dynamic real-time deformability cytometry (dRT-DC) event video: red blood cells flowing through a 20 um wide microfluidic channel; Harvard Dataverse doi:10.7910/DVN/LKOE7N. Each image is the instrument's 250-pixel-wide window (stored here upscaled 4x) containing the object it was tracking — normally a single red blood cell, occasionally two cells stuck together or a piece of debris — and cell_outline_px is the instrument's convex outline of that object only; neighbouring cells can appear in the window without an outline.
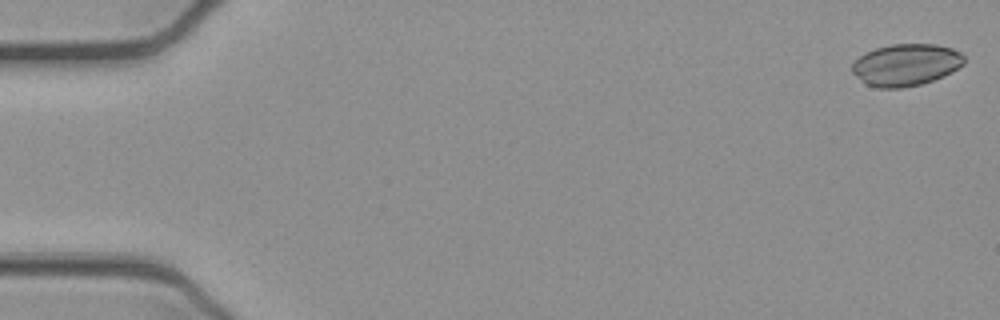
{"species": "common noctule bat (a hibernating species)", "species_latin": "Nyctalus noctula", "temperature_condition": "cold", "stored_images_in_passage": 52, "camera_frame_rate_fps": 3000, "um_per_image_px": 0.085, "animal": {"sex": "female", "body_mass_g": 21.9}, "frame": {"image": 1, "passage_image": 1, "time_ms": 0.0, "image_size_px": [1000, 320], "cell_outline_px": [[964, 64], [944, 76], [920, 84], [900, 88], [876, 88], [868, 84], [856, 76], [852, 72], [852, 64], [864, 52], [876, 48], [892, 44], [936, 44], [952, 48], [960, 52], [964, 56]], "centroid_in_image_um": [77.01, 5.5], "position_along_channel_um": 8.0, "area_um2": 27.28}}
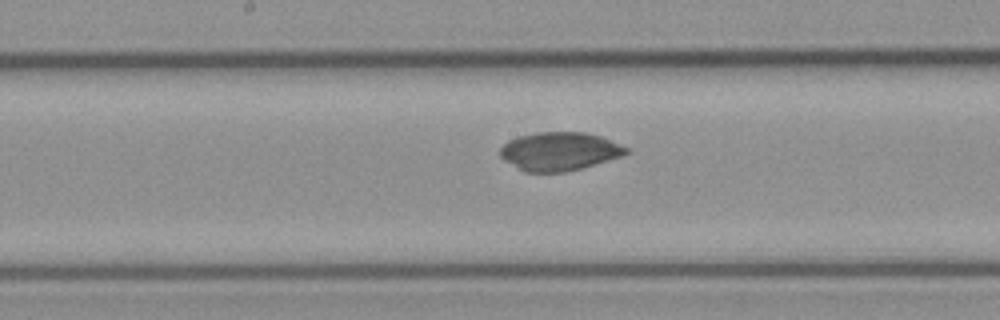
{"frame": {"image": 2, "passage_image": 27, "time_ms": 8.667, "image_size_px": [1000, 320], "cell_outline_px": [[632, 148], [624, 156], [580, 168], [564, 172], [524, 172], [504, 160], [500, 156], [500, 148], [508, 140], [520, 136], [536, 132], [584, 132], [600, 136]], "centroid_in_image_um": [47.58, 12.86], "position_along_channel_um": 200.6, "area_um2": 28.32}}
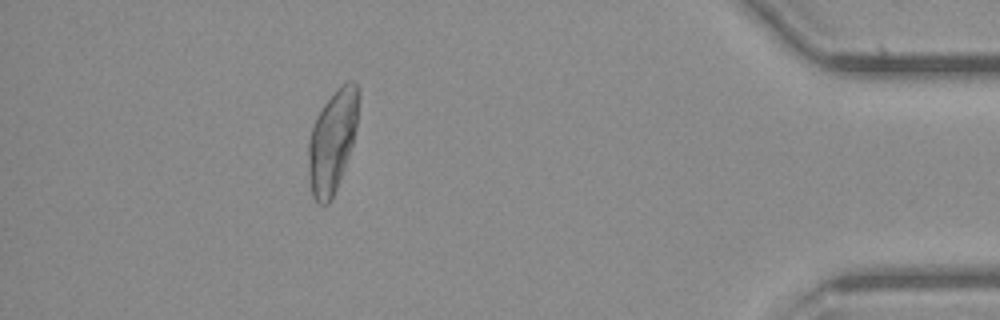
{"frame": {"image": 3, "passage_image": 47, "time_ms": 15.333, "image_size_px": [1000, 320], "cell_outline_px": [[360, 96], [356, 124], [352, 144], [344, 168], [332, 200], [328, 204], [320, 204], [312, 196], [308, 172], [308, 140], [316, 116], [324, 104], [348, 80], [356, 80], [360, 92]], "centroid_in_image_um": [28.25, 12.0], "position_along_channel_um": 407.0, "area_um2": 29.71}, "authors_computed_cell_mechanics": {"area_um2": 29.0445, "velocity_mm_per_s": 3.9, "shape_relaxation_time_tau1_ms": 8.8904, "shape_relaxation_time_tau2_ms": 7.9176, "deformation_change_tau1": 0.2695, "deformation_change_tau2": 0.1066}}